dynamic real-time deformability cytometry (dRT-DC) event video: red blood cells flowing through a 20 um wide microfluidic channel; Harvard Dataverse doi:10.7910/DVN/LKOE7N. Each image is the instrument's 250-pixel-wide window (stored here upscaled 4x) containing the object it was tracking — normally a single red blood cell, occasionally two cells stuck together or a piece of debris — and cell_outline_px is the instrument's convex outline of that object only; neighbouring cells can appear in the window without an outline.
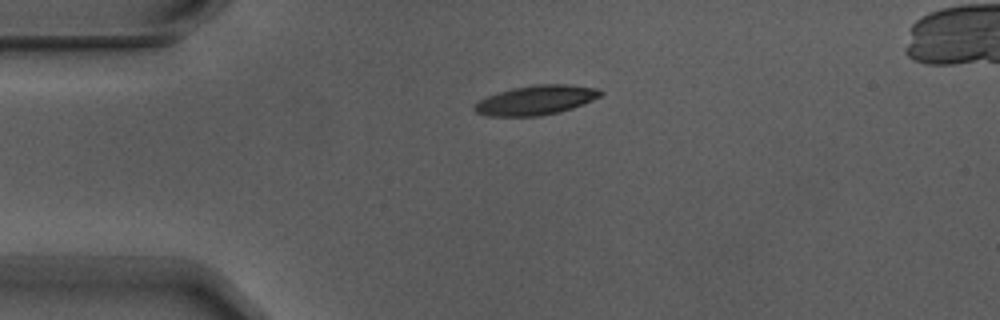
{"species": "Egyptian fruit bat (a non-hibernating species)", "species_latin": "Rousettus aegyptiacus", "temperature_condition": "warm", "stored_images_in_passage": 3, "camera_frame_rate_fps": 3000, "um_per_image_px": 0.085, "animal": {"sex": "male"}, "frame": {"image": 1, "passage_image": 1, "time_ms": 0.0, "image_size_px": [1000, 320], "cell_outline_px": [[604, 92], [600, 96], [584, 104], [560, 112], [540, 116], [488, 116], [476, 112], [472, 108], [480, 100], [488, 96], [512, 88], [536, 84], [568, 84], [600, 88]], "centroid_in_image_um": [45.6, 8.51], "position_along_channel_um": 39.4, "area_um2": 21.68}}